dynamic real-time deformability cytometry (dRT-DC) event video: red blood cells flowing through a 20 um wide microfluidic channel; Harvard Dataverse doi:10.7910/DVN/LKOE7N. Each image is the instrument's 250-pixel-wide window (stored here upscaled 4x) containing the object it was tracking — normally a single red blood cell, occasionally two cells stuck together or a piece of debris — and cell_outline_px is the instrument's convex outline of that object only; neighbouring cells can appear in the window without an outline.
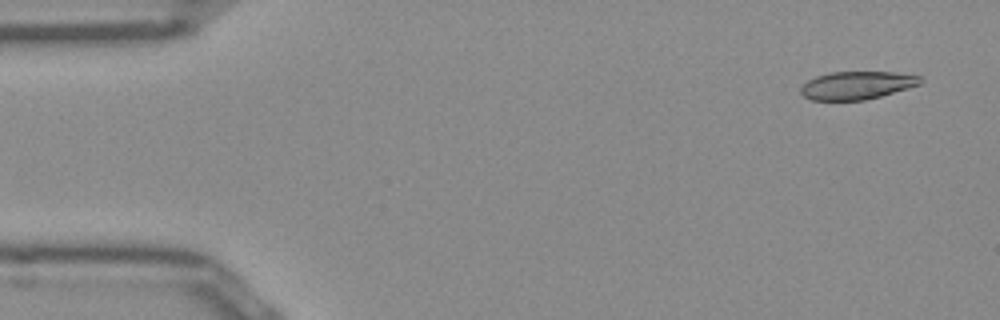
{"species": "Egyptian fruit bat (a non-hibernating species)", "species_latin": "Rousettus aegyptiacus", "temperature_condition": "room temperature", "stored_images_in_passage": 14, "camera_frame_rate_fps": 3000, "um_per_image_px": 0.085, "frame": {"image": 1, "passage_image": 3, "time_ms": 0.667, "image_size_px": [1000, 320], "cell_outline_px": [[924, 80], [920, 84], [880, 96], [864, 100], [812, 100], [804, 96], [800, 92], [800, 88], [808, 80], [816, 76], [828, 72], [892, 72], [920, 76]], "centroid_in_image_um": [72.82, 7.25], "position_along_channel_um": 12.2, "area_um2": 19.36}}